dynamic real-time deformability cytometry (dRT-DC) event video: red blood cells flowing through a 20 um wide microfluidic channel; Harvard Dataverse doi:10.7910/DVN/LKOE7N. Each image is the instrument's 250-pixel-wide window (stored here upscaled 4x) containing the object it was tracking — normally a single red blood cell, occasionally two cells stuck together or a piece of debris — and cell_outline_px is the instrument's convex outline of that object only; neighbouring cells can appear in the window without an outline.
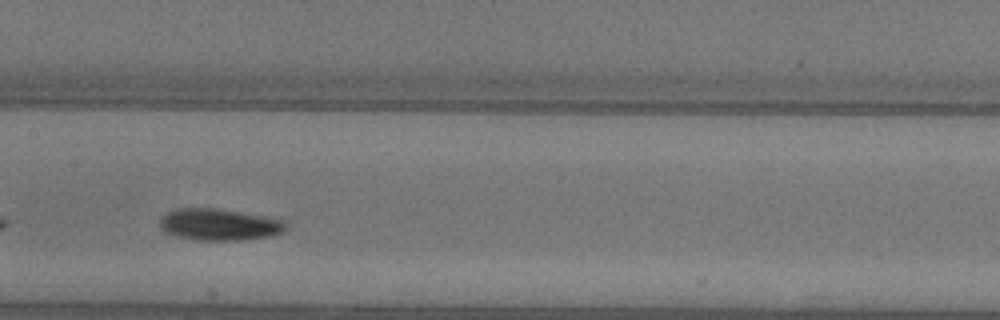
{"species": "common noctule bat (a hibernating species)", "species_latin": "Nyctalus noctula", "temperature_condition": "warm", "stored_images_in_passage": 36, "camera_frame_rate_fps": 3000, "um_per_image_px": 0.085, "animal": {"sex": "female"}, "frame": {"image": 1, "passage_image": 11, "time_ms": 3.333, "image_size_px": [1000, 320], "cell_outline_px": [[284, 228], [280, 232], [272, 236], [240, 240], [200, 240], [176, 236], [160, 228], [160, 220], [168, 212], [180, 208], [220, 208], [264, 216], [284, 220]], "centroid_in_image_um": [18.63, 19.08], "position_along_channel_um": 188.8, "area_um2": 22.95}, "authors_computed_cell_mechanics": {"area_um2": 21.6461, "velocity_mm_per_s": 4.0651, "shape_relaxation_time_tau1_ms": 2.7602, "shape_relaxation_time_tau2_ms": null, "deformation_change_tau1": 0.1138, "deformation_change_tau2": null}}